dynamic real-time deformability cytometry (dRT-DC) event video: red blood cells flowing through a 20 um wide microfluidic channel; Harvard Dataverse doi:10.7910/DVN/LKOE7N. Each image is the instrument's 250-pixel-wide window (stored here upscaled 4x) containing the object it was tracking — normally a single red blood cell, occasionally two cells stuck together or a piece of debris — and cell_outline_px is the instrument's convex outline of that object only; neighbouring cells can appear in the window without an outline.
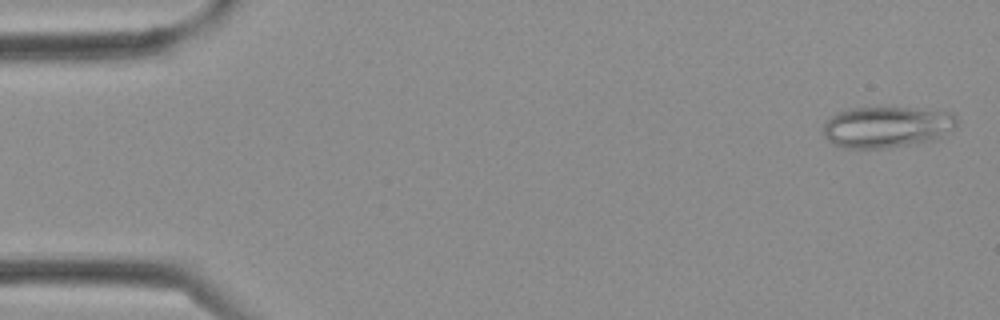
{"species": "Egyptian fruit bat (a non-hibernating species)", "species_latin": "Rousettus aegyptiacus", "temperature_condition": "cold", "stored_images_in_passage": 3, "camera_frame_rate_fps": 3000, "um_per_image_px": 0.085, "frame": {"image": 1, "passage_image": 1, "time_ms": 0.0, "image_size_px": [1000, 320], "cell_outline_px": [[956, 124], [952, 128], [936, 140], [888, 148], [840, 148], [828, 140], [824, 136], [820, 128], [836, 112], [852, 108], [908, 108], [952, 112], [956, 116]], "centroid_in_image_um": [75.33, 10.8], "position_along_channel_um": 9.7, "area_um2": 32.14}}